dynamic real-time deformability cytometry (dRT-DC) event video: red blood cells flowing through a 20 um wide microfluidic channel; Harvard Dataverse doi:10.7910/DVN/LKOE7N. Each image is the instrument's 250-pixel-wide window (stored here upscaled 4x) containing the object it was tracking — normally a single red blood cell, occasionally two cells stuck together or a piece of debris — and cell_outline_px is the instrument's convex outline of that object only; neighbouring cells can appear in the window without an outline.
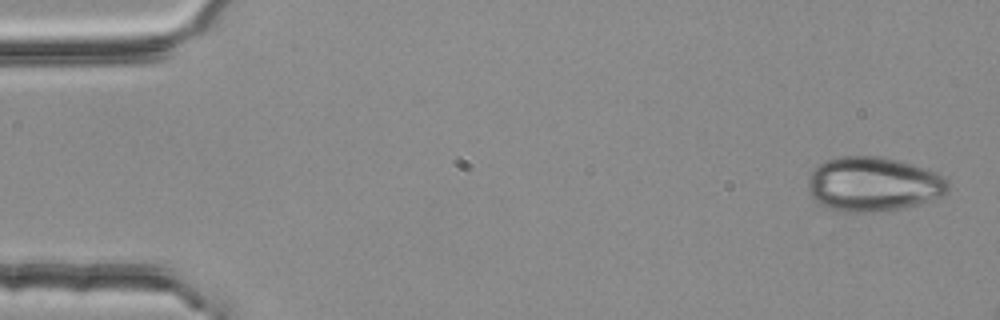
{"species": "common noctule bat (a hibernating species)", "species_latin": "Nyctalus noctula", "temperature_condition": "room temperature", "stored_images_in_passage": 4, "camera_frame_rate_fps": 3000, "um_per_image_px": 0.085, "animal": {"sex": "female", "body_mass_g": 25.1}, "frame": {"image": 1, "passage_image": 1, "time_ms": 0.0, "image_size_px": [1000, 320], "cell_outline_px": [[948, 192], [940, 196], [916, 204], [900, 208], [876, 212], [840, 212], [828, 208], [820, 204], [808, 192], [808, 176], [812, 168], [824, 160], [840, 156], [876, 156], [896, 160], [912, 164], [936, 172], [948, 180]], "centroid_in_image_um": [74.17, 15.65], "position_along_channel_um": 10.8, "area_um2": 44.56}}